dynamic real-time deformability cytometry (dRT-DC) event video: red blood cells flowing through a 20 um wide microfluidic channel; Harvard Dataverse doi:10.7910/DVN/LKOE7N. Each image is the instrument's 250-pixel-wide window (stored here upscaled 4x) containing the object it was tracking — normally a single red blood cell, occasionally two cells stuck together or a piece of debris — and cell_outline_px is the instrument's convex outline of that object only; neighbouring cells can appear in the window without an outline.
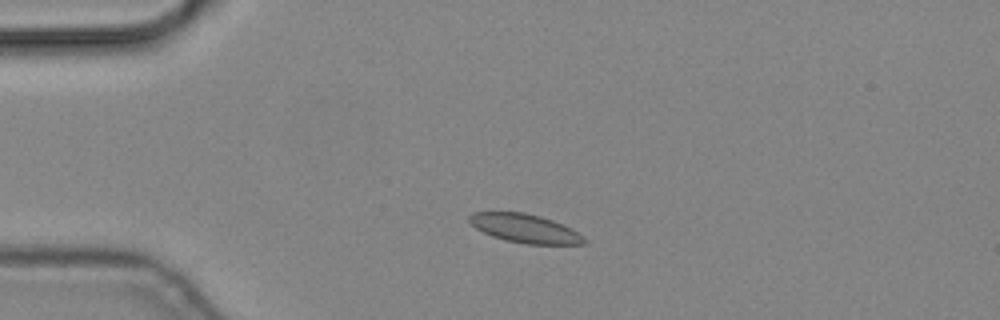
{"species": "common noctule bat (a hibernating species)", "species_latin": "Nyctalus noctula", "temperature_condition": "cold", "stored_images_in_passage": 3, "camera_frame_rate_fps": 3000, "um_per_image_px": 0.085, "animal": {"sex": "male", "body_mass_g": 19.2, "forearm_length_mm": 51.8}, "frame": {"image": 1, "passage_image": 1, "time_ms": 0.0, "image_size_px": [1000, 320], "cell_outline_px": [[588, 244], [524, 244], [504, 240], [492, 236], [476, 228], [468, 220], [468, 216], [472, 212], [524, 212], [540, 216], [552, 220], [572, 228], [584, 236], [588, 240]], "centroid_in_image_um": [44.65, 19.42], "position_along_channel_um": 40.3, "area_um2": 19.36}}
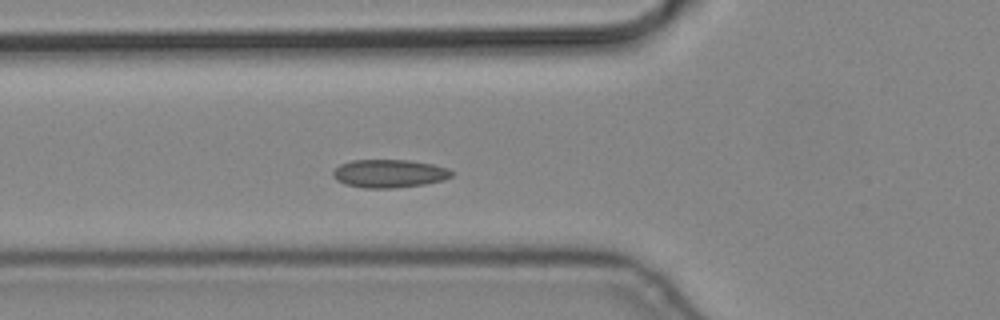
{"frame": {"image": 2, "passage_image": 3, "time_ms": 0.667, "image_size_px": [1000, 320], "cell_outline_px": [[452, 176], [444, 180], [424, 184], [396, 188], [364, 188], [344, 184], [336, 180], [332, 176], [332, 172], [340, 164], [352, 160], [408, 160], [432, 164], [448, 168], [452, 172]], "centroid_in_image_um": [33.06, 14.75], "position_along_channel_um": 92.7, "area_um2": 19.54}}